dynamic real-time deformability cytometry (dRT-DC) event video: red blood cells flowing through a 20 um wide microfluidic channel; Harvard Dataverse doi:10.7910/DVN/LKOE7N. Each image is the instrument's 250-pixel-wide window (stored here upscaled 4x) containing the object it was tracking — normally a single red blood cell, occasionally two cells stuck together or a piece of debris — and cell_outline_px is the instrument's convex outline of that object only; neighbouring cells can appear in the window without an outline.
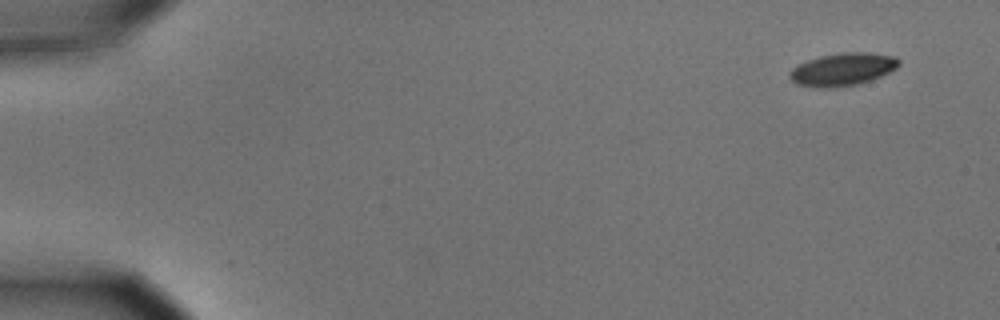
{"species": "common noctule bat (a hibernating species)", "species_latin": "Nyctalus noctula", "temperature_condition": "cold", "stored_images_in_passage": 5, "camera_frame_rate_fps": 3000, "um_per_image_px": 0.085, "animal": {"sex": "male", "body_mass_g": 15.6}, "frame": {"image": 1, "passage_image": 1, "time_ms": 0.0, "image_size_px": [1000, 320], "cell_outline_px": [[900, 64], [896, 68], [872, 80], [856, 84], [832, 88], [816, 88], [796, 84], [788, 76], [788, 72], [792, 68], [808, 60], [820, 56], [840, 52], [868, 52], [896, 56], [900, 60]], "centroid_in_image_um": [71.62, 5.89], "position_along_channel_um": 13.4, "area_um2": 20.98}}